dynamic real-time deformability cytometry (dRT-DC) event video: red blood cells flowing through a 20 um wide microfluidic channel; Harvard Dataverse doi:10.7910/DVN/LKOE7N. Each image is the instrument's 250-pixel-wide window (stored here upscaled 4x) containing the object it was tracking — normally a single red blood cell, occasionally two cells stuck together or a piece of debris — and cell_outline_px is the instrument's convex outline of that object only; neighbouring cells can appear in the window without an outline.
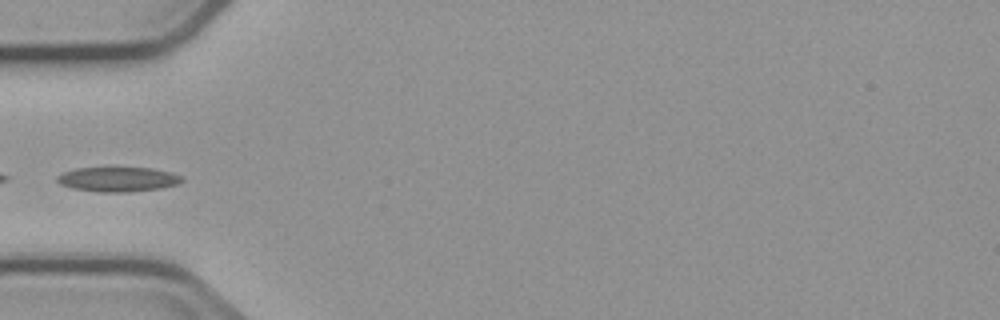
{"species": "common noctule bat (a hibernating species)", "species_latin": "Nyctalus noctula", "temperature_condition": "cold", "stored_images_in_passage": 4, "camera_frame_rate_fps": 3000, "um_per_image_px": 0.085, "animal": {"sex": "male", "body_mass_g": 23.1, "forearm_length_mm": 52.7}, "frame": {"image": 1, "passage_image": 3, "time_ms": 2.333, "image_size_px": [1000, 320], "cell_outline_px": [[184, 180], [176, 184], [160, 188], [128, 192], [100, 192], [72, 188], [60, 184], [56, 180], [56, 176], [64, 172], [76, 168], [152, 168], [172, 172], [184, 176]], "centroid_in_image_um": [10.04, 15.24], "position_along_channel_um": 75.0, "area_um2": 17.92}}
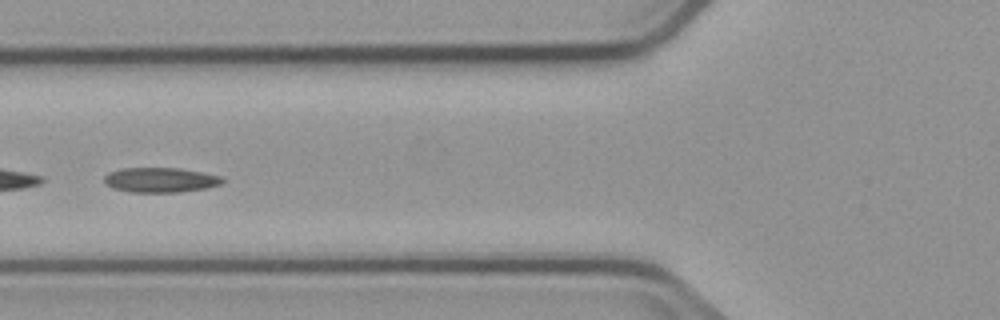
{"frame": {"image": 2, "passage_image": 4, "time_ms": 3.333, "image_size_px": [1000, 320], "cell_outline_px": [[224, 180], [220, 184], [208, 188], [180, 192], [128, 192], [112, 188], [104, 184], [104, 176], [108, 172], [120, 168], [180, 168], [220, 176]], "centroid_in_image_um": [13.58, 15.3], "position_along_channel_um": 112.2, "area_um2": 17.22}}